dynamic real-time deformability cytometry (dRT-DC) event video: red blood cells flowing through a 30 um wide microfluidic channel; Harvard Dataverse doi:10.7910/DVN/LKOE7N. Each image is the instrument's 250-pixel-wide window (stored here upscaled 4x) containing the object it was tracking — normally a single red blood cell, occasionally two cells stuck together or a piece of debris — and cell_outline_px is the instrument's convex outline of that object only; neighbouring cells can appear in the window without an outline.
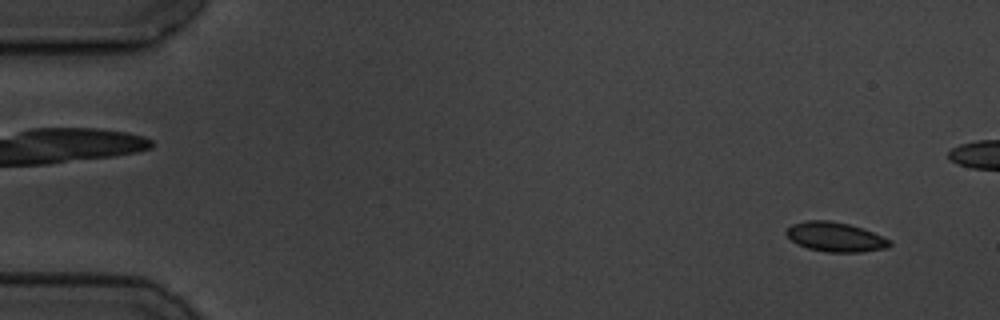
{"species": "common noctule bat (a hibernating species)", "species_latin": "Nyctalus noctula", "temperature_condition": "cold", "stored_images_in_passage": 5, "camera_frame_rate_fps": 3000, "um_per_image_px": 0.085, "animal": {"sex": "male", "body_mass_g": 19.5, "forearm_length_mm": 54.6}, "frame": {"image": 1, "passage_image": 5, "time_ms": 5.333, "image_size_px": [1000, 320], "cell_outline_px": [[892, 244], [888, 248], [860, 252], [824, 252], [808, 248], [796, 244], [784, 232], [792, 224], [808, 220], [828, 220], [848, 224], [872, 232], [892, 240]], "centroid_in_image_um": [71.01, 20.15], "position_along_channel_um": 14.0, "area_um2": 17.74}}